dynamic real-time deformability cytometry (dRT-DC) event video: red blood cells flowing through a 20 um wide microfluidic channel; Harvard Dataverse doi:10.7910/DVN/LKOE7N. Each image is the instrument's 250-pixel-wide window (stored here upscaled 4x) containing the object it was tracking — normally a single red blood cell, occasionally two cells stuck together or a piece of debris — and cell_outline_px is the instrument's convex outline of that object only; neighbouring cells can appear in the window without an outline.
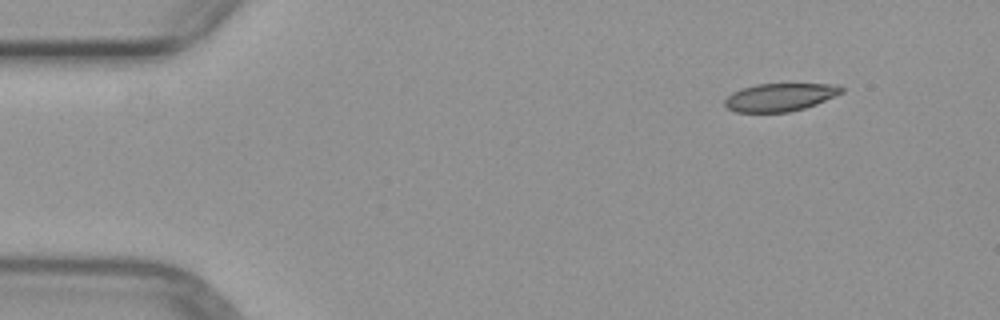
{"species": "common noctule bat (a hibernating species)", "species_latin": "Nyctalus noctula", "temperature_condition": "warm", "stored_images_in_passage": 2, "camera_frame_rate_fps": 3000, "um_per_image_px": 0.085, "animal": {"sex": "female", "body_mass_g": 29.2, "forearm_length_mm": 56.3}, "frame": {"image": 1, "passage_image": 2, "time_ms": 2.667, "image_size_px": [1000, 320], "cell_outline_px": [[844, 92], [816, 104], [804, 108], [788, 112], [736, 112], [728, 108], [724, 104], [724, 100], [732, 92], [740, 88], [756, 84], [840, 84], [844, 88]], "centroid_in_image_um": [66.3, 8.25], "position_along_channel_um": 18.7, "area_um2": 19.07}}